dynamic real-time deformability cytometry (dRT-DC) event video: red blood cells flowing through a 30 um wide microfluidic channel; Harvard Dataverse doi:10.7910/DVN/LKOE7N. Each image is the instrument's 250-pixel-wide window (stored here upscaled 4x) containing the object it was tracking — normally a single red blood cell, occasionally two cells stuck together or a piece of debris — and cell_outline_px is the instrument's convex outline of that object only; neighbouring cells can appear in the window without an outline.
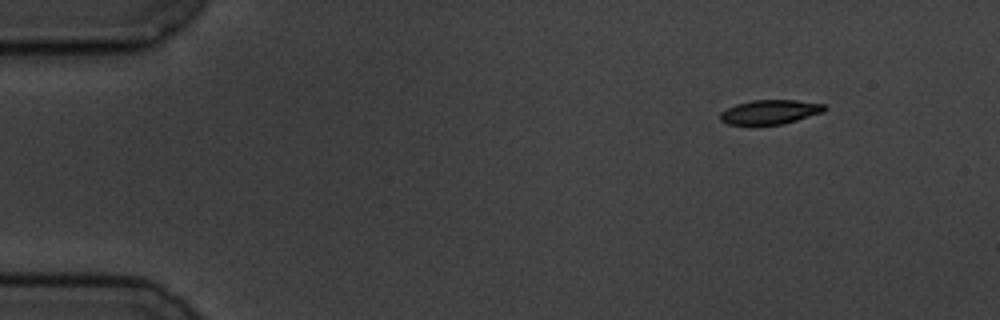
{"species": "common noctule bat (a hibernating species)", "species_latin": "Nyctalus noctula", "temperature_condition": "cold", "stored_images_in_passage": 3, "camera_frame_rate_fps": 3000, "um_per_image_px": 0.085, "animal": {"sex": "male", "body_mass_g": 19.5, "forearm_length_mm": 54.6}, "frame": {"image": 1, "passage_image": 1, "time_ms": 0.0, "image_size_px": [1000, 320], "cell_outline_px": [[828, 108], [824, 112], [784, 124], [728, 124], [720, 120], [720, 112], [736, 104], [752, 100], [796, 100], [824, 104]], "centroid_in_image_um": [65.48, 9.51], "position_along_channel_um": 19.5, "area_um2": 14.74}}
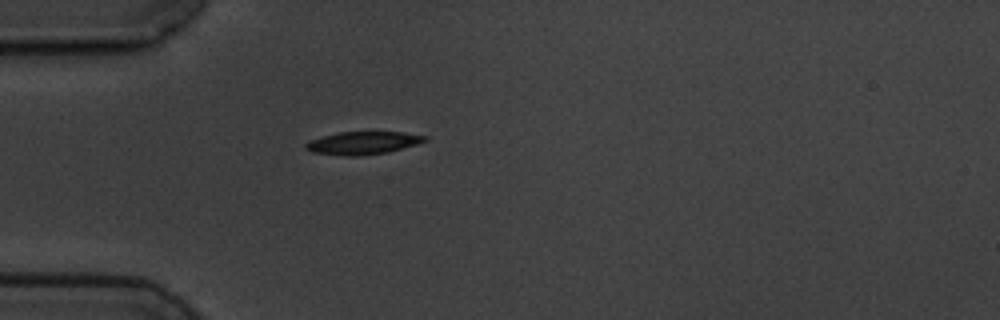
{"frame": {"image": 2, "passage_image": 3, "time_ms": 3.333, "image_size_px": [1000, 320], "cell_outline_px": [[428, 140], [416, 144], [388, 152], [356, 156], [344, 156], [312, 152], [304, 148], [304, 144], [312, 140], [324, 136], [340, 132], [404, 132], [428, 136]], "centroid_in_image_um": [30.86, 12.15], "position_along_channel_um": 54.1, "area_um2": 15.72}}